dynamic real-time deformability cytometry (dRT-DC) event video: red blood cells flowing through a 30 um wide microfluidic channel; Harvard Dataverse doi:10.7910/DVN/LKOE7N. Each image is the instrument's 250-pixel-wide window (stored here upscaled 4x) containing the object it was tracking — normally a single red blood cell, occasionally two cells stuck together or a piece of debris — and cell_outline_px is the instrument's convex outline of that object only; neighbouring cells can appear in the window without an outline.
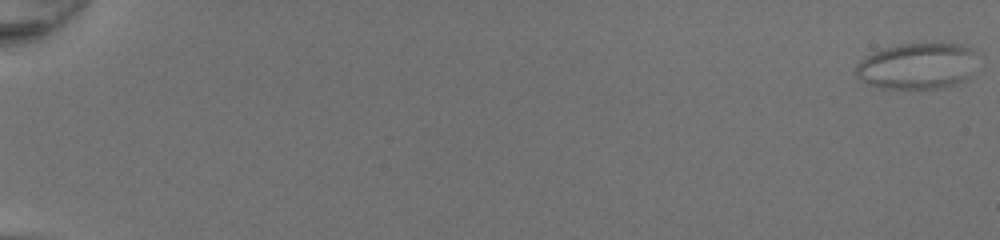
{"species": "common noctule bat (a hibernating species)", "species_latin": "Nyctalus noctula", "temperature_condition": "room temperature", "stored_images_in_passage": 51, "camera_frame_rate_fps": 3000, "um_per_image_px": 0.085, "animal": {"sex": "female", "body_mass_g": 20.0, "forearm_length_mm": 54.0}, "frame": {"image": 1, "passage_image": 1, "time_ms": 0.0, "image_size_px": [1000, 240], "cell_outline_px": [[976, 52], [972, 76], [956, 84], [940, 88], [880, 88], [864, 84], [856, 76], [856, 64], [860, 60], [872, 52], [884, 48], [900, 44], [932, 40], [940, 40], [964, 44], [972, 48]], "centroid_in_image_um": [77.99, 5.56], "position_along_channel_um": 7.0, "area_um2": 34.04}}
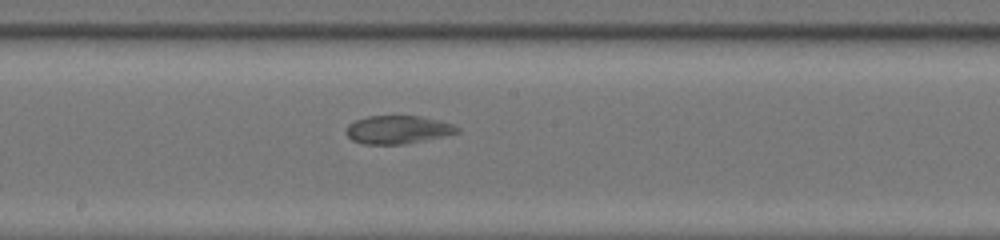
{"frame": {"image": 2, "passage_image": 31, "time_ms": 10.0, "image_size_px": [1000, 240], "cell_outline_px": [[460, 132], [444, 136], [404, 144], [364, 144], [352, 140], [344, 132], [348, 124], [356, 120], [368, 116], [420, 116], [452, 124], [460, 128]], "centroid_in_image_um": [33.79, 11.02], "position_along_channel_um": 214.4, "area_um2": 18.15}}
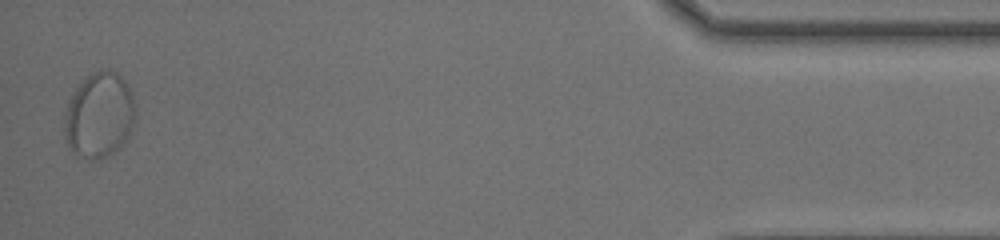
{"frame": {"image": 3, "passage_image": 51, "time_ms": 16.667, "image_size_px": [1000, 240], "cell_outline_px": [[136, 116], [132, 128], [128, 136], [108, 156], [100, 160], [88, 160], [76, 152], [68, 144], [64, 132], [64, 112], [68, 100], [80, 80], [92, 72], [100, 68], [116, 72], [128, 84], [132, 92], [136, 108]], "centroid_in_image_um": [8.44, 9.74], "position_along_channel_um": 426.8, "area_um2": 35.72}}